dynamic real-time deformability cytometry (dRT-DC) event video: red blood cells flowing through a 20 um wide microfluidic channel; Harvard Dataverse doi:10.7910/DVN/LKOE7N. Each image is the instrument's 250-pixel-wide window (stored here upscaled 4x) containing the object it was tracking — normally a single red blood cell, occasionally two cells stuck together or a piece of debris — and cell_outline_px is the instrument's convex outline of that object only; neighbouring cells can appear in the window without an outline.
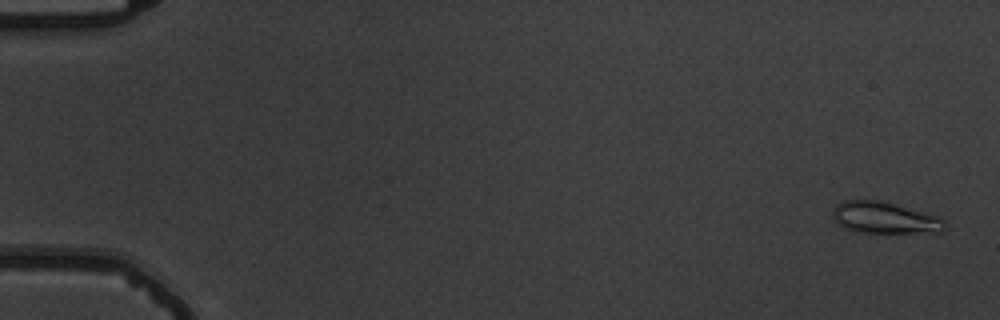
{"species": "common noctule bat (a hibernating species)", "species_latin": "Nyctalus noctula", "temperature_condition": "warm", "stored_images_in_passage": 56, "camera_frame_rate_fps": 3000, "um_per_image_px": 0.085, "animal": {"sex": "male", "body_mass_g": 19.5, "forearm_length_mm": 54.6}, "frame": {"image": 1, "passage_image": 2, "time_ms": 0.333, "image_size_px": [1000, 320], "cell_outline_px": [[948, 228], [940, 232], [860, 232], [844, 228], [832, 216], [832, 212], [836, 204], [844, 200], [880, 200], [940, 216], [948, 224]], "centroid_in_image_um": [75.24, 18.5], "position_along_channel_um": 9.8, "area_um2": 20.63}}
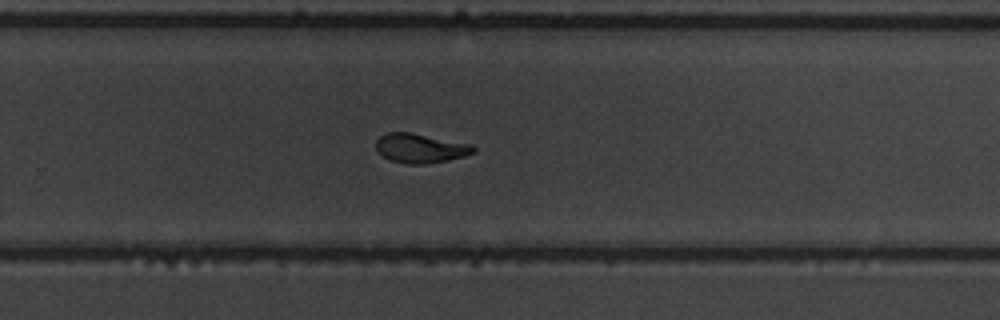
{"frame": {"image": 2, "passage_image": 38, "time_ms": 12.333, "image_size_px": [1000, 320], "cell_outline_px": [[476, 152], [464, 156], [448, 160], [424, 164], [404, 164], [392, 160], [384, 156], [376, 148], [376, 140], [384, 132], [412, 132], [472, 144], [476, 148]], "centroid_in_image_um": [35.75, 12.58], "position_along_channel_um": 294.0, "area_um2": 16.76}}
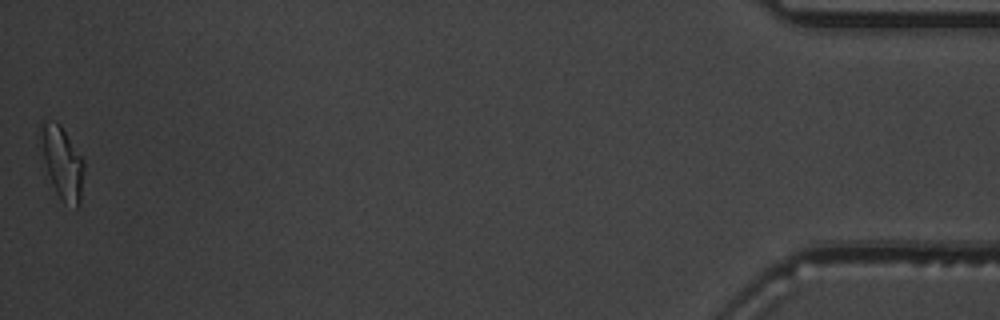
{"frame": {"image": 3, "passage_image": 56, "time_ms": 18.333, "image_size_px": [1000, 320], "cell_outline_px": [[84, 172], [80, 204], [76, 208], [64, 204], [56, 192], [52, 184], [36, 144], [40, 124], [44, 120], [56, 120], [60, 124], [84, 160]], "centroid_in_image_um": [5.22, 13.77], "position_along_channel_um": 430.0, "area_um2": 19.13}, "authors_computed_cell_mechanics": {"area_um2": 17.3111, "velocity_mm_per_s": 3.7098, "shape_relaxation_time_tau1_ms": 5.6361, "shape_relaxation_time_tau2_ms": 1.885, "deformation_change_tau1": 0.1886, "deformation_change_tau2": 0.0758}}